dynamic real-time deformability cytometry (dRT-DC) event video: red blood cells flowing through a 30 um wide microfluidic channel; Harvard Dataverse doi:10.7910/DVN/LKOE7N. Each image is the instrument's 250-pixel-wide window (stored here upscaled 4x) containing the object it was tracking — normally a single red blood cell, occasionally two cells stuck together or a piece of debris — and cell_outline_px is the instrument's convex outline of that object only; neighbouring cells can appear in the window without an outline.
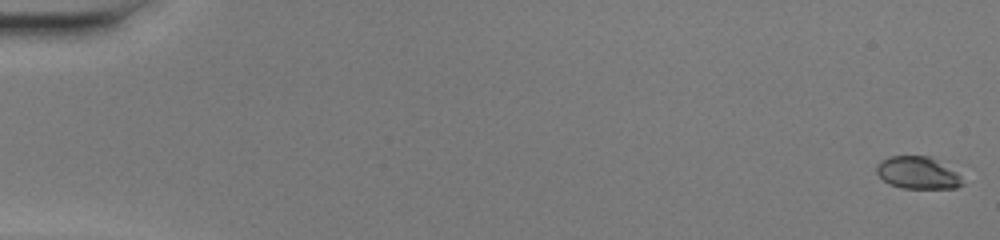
{"species": "common noctule bat (a hibernating species)", "species_latin": "Nyctalus noctula", "temperature_condition": "warm", "stored_images_in_passage": 51, "camera_frame_rate_fps": 3000, "um_per_image_px": 0.085, "animal": {"sex": "female", "body_mass_g": 20.0, "forearm_length_mm": 54.0}, "frame": {"image": 1, "passage_image": 1, "time_ms": 0.0, "image_size_px": [1000, 240], "cell_outline_px": [[964, 184], [956, 188], [900, 188], [888, 184], [876, 172], [876, 164], [880, 160], [888, 156], [932, 156], [956, 172], [960, 176]], "centroid_in_image_um": [77.98, 14.68], "position_along_channel_um": 7.0, "area_um2": 16.3}}
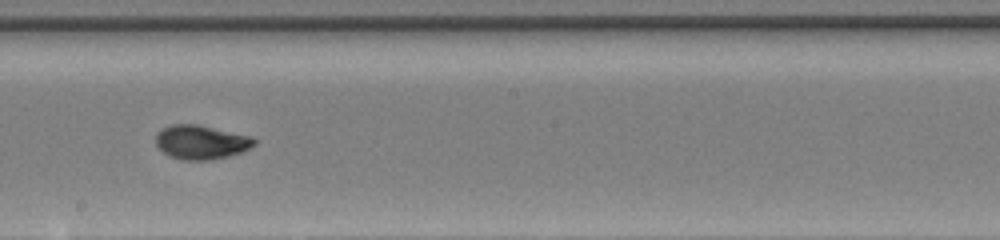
{"frame": {"image": 2, "passage_image": 30, "time_ms": 9.667, "image_size_px": [1000, 240], "cell_outline_px": [[256, 144], [244, 152], [228, 156], [208, 160], [180, 160], [168, 156], [156, 144], [156, 132], [160, 128], [172, 124], [196, 124], [252, 136], [256, 140]], "centroid_in_image_um": [17.09, 12.08], "position_along_channel_um": 231.1, "area_um2": 19.77}}
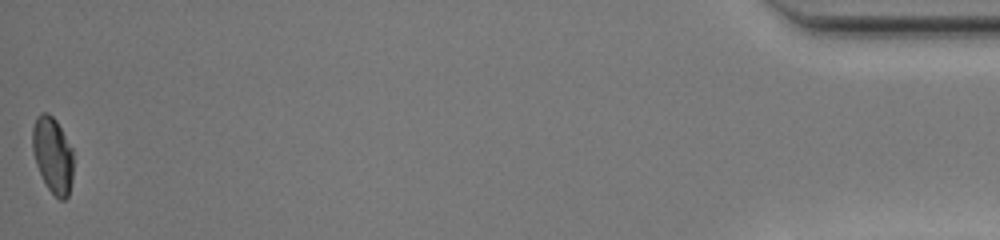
{"frame": {"image": 3, "passage_image": 51, "time_ms": 16.667, "image_size_px": [1000, 240], "cell_outline_px": [[72, 180], [68, 196], [64, 200], [60, 200], [48, 188], [36, 164], [32, 152], [32, 128], [36, 116], [40, 112], [48, 112], [56, 120], [72, 148]], "centroid_in_image_um": [4.46, 13.14], "position_along_channel_um": 430.7, "area_um2": 18.09}, "authors_computed_cell_mechanics": {"area_um2": 18.5538, "velocity_mm_per_s": 4.1551, "shape_relaxation_time_tau1_ms": 5.1179, "shape_relaxation_time_tau2_ms": null, "deformation_change_tau1": 0.2149, "deformation_change_tau2": null}}